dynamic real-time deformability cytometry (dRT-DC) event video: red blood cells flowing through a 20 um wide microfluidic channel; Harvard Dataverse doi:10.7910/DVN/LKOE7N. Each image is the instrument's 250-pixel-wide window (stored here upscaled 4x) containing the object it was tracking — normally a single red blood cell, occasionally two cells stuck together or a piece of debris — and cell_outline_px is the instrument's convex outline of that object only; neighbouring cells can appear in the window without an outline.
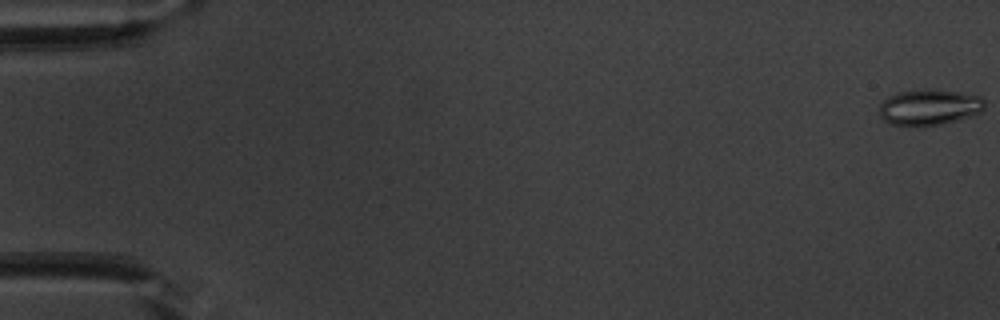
{"species": "common noctule bat (a hibernating species)", "species_latin": "Nyctalus noctula", "temperature_condition": "warm", "stored_images_in_passage": 54, "camera_frame_rate_fps": 3000, "um_per_image_px": 0.085, "animal": {"sex": "male", "body_mass_g": 20.1, "forearm_length_mm": 53.5}, "frame": {"image": 1, "passage_image": 1, "time_ms": 0.0, "image_size_px": [1000, 320], "cell_outline_px": [[984, 108], [980, 112], [972, 116], [944, 124], [920, 128], [892, 124], [884, 120], [880, 116], [880, 104], [888, 96], [900, 92], [932, 88], [936, 88], [960, 92], [980, 96], [984, 100]], "centroid_in_image_um": [79.0, 9.13], "position_along_channel_um": 6.0, "area_um2": 22.54}}
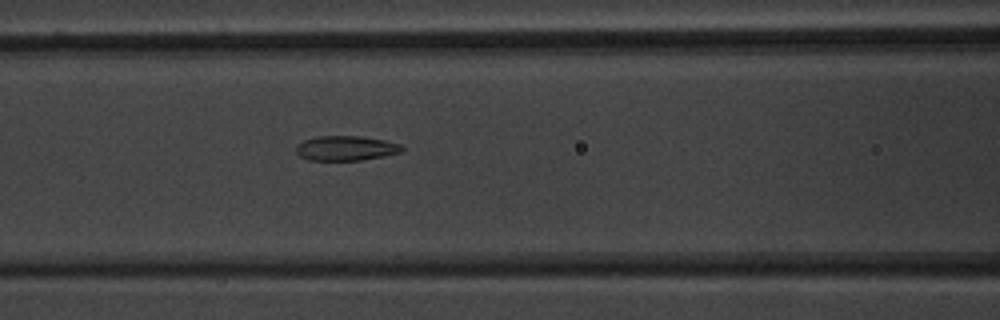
{"frame": {"image": 2, "passage_image": 24, "time_ms": 7.667, "image_size_px": [1000, 320], "cell_outline_px": [[404, 152], [384, 156], [360, 160], [308, 160], [300, 156], [296, 152], [296, 144], [304, 140], [316, 136], [360, 136], [384, 140], [400, 144], [404, 148]], "centroid_in_image_um": [29.4, 12.59], "position_along_channel_um": 137.2, "area_um2": 15.37}}
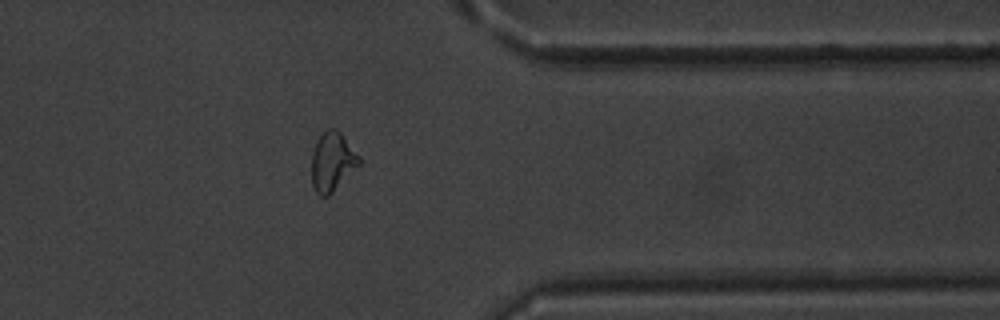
{"frame": {"image": 3, "passage_image": 44, "time_ms": 14.333, "image_size_px": [1000, 320], "cell_outline_px": [[360, 164], [328, 196], [320, 196], [316, 192], [312, 184], [312, 152], [316, 140], [328, 128], [336, 128], [340, 132], [360, 156]], "centroid_in_image_um": [28.24, 13.73], "position_along_channel_um": 383.2, "area_um2": 16.18}, "authors_computed_cell_mechanics": {"area_um2": 16.2707, "velocity_mm_per_s": 3.8223, "shape_relaxation_time_tau1_ms": null, "shape_relaxation_time_tau2_ms": 1.7383, "deformation_change_tau1": null, "deformation_change_tau2": 0.0775}}